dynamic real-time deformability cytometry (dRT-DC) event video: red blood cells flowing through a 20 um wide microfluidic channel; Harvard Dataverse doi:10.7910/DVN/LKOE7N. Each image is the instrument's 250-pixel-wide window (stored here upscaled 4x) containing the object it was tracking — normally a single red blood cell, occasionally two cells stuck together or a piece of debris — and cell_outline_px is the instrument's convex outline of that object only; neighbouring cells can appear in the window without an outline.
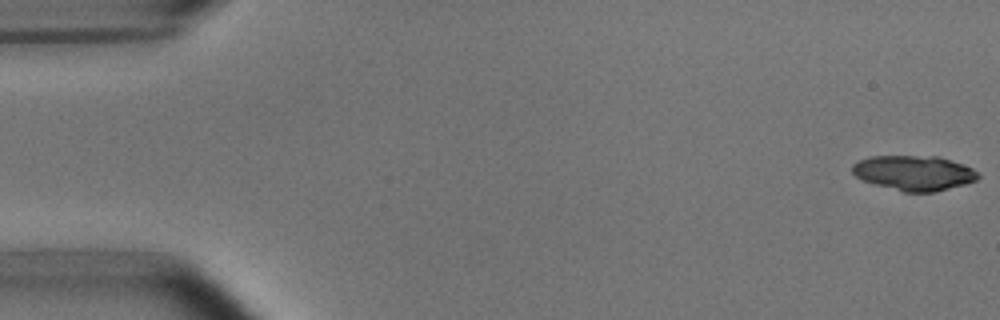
{"species": "common noctule bat (a hibernating species)", "species_latin": "Nyctalus noctula", "temperature_condition": "room temperature", "stored_images_in_passage": 51, "camera_frame_rate_fps": 3000, "um_per_image_px": 0.085, "animal": {"sex": "male", "body_mass_g": 15.6}, "frame": {"image": 1, "passage_image": 1, "time_ms": 0.0, "image_size_px": [1000, 320], "cell_outline_px": [[980, 176], [976, 180], [964, 184], [936, 192], [904, 192], [876, 184], [864, 180], [856, 176], [852, 172], [852, 164], [860, 160], [872, 156], [940, 156], [952, 160], [972, 168]], "centroid_in_image_um": [77.7, 14.69], "position_along_channel_um": 7.3, "area_um2": 25.43}}
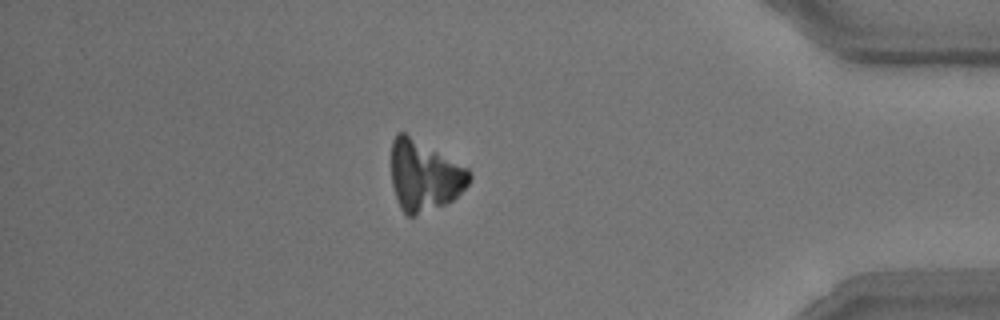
{"frame": {"image": 2, "passage_image": 46, "time_ms": 15.0, "image_size_px": [1000, 320], "cell_outline_px": [[472, 180], [452, 200], [444, 204], [412, 216], [408, 216], [400, 208], [392, 184], [392, 140], [396, 132], [404, 132], [468, 168], [472, 176]], "centroid_in_image_um": [36.06, 14.92], "position_along_channel_um": 399.1, "area_um2": 31.62}}